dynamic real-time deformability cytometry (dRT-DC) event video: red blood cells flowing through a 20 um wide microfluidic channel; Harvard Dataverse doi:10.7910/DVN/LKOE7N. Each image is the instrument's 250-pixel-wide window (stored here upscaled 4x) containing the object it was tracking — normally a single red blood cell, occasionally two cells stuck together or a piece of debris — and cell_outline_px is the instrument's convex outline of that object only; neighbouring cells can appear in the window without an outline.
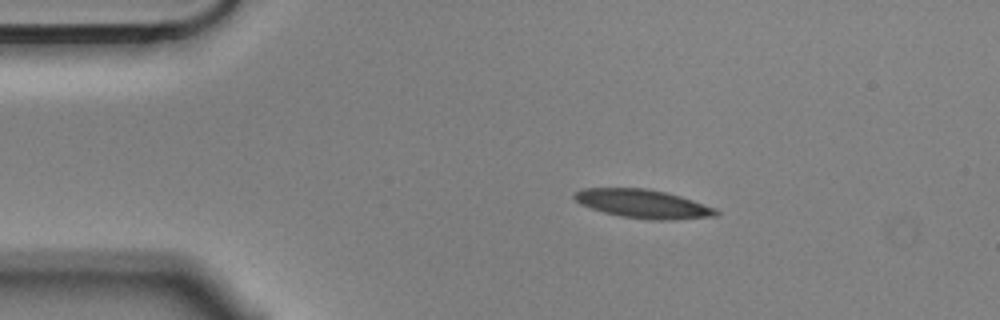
{"species": "Egyptian fruit bat (a non-hibernating species)", "species_latin": "Rousettus aegyptiacus", "temperature_condition": "cold", "stored_images_in_passage": 3, "camera_frame_rate_fps": 3000, "um_per_image_px": 0.085, "animal": {"sex": "male"}, "frame": {"image": 1, "passage_image": 2, "time_ms": 0.333, "image_size_px": [1000, 320], "cell_outline_px": [[720, 212], [716, 216], [672, 220], [648, 220], [620, 216], [604, 212], [580, 204], [572, 196], [576, 192], [584, 188], [644, 188], [664, 192], [680, 196], [716, 208]], "centroid_in_image_um": [54.67, 17.33], "position_along_channel_um": 30.3, "area_um2": 23.52}}